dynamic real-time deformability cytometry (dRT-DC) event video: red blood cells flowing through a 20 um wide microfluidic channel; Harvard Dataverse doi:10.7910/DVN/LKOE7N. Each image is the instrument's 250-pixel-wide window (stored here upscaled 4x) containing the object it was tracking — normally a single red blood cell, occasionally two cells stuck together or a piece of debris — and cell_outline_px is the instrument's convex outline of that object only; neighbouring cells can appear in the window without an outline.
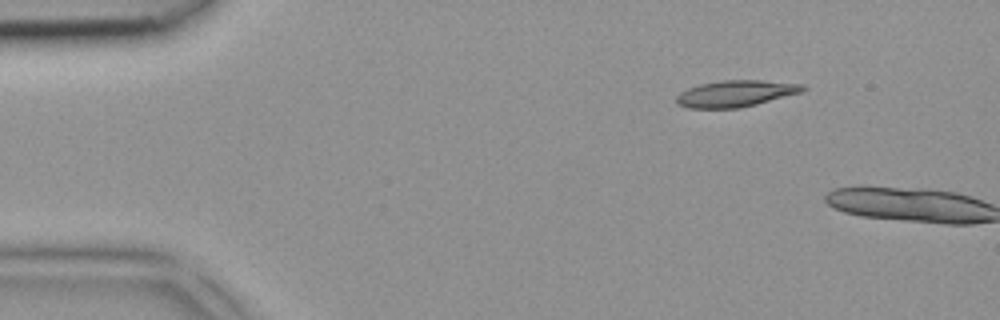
{"species": "common noctule bat (a hibernating species)", "species_latin": "Nyctalus noctula", "temperature_condition": "room temperature", "stored_images_in_passage": 2, "segment_of_instrument_passage": [2, 2], "camera_frame_rate_fps": 3000, "um_per_image_px": 0.085, "animal": {"sex": "female", "body_mass_g": 18.4}, "frame": {"image": 1, "passage_image": 2, "time_ms": 0.333, "image_size_px": [1000, 320], "cell_outline_px": [[808, 88], [800, 92], [756, 104], [740, 108], [688, 108], [676, 104], [676, 96], [680, 92], [688, 88], [700, 84], [720, 80], [760, 80], [804, 84]], "centroid_in_image_um": [62.5, 7.95], "position_along_channel_um": 22.5, "area_um2": 19.48}}